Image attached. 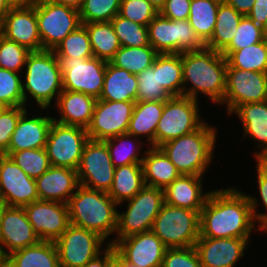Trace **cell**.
Returning a JSON list of instances; mask_svg holds the SVG:
<instances>
[{
	"label": "cell",
	"mask_w": 267,
	"mask_h": 267,
	"mask_svg": "<svg viewBox=\"0 0 267 267\" xmlns=\"http://www.w3.org/2000/svg\"><path fill=\"white\" fill-rule=\"evenodd\" d=\"M198 101L187 96H172L164 103L155 133V147L192 133L205 122L199 115Z\"/></svg>",
	"instance_id": "cell-9"
},
{
	"label": "cell",
	"mask_w": 267,
	"mask_h": 267,
	"mask_svg": "<svg viewBox=\"0 0 267 267\" xmlns=\"http://www.w3.org/2000/svg\"><path fill=\"white\" fill-rule=\"evenodd\" d=\"M225 2L232 6L238 13L246 16L251 11L255 0H226Z\"/></svg>",
	"instance_id": "cell-55"
},
{
	"label": "cell",
	"mask_w": 267,
	"mask_h": 267,
	"mask_svg": "<svg viewBox=\"0 0 267 267\" xmlns=\"http://www.w3.org/2000/svg\"><path fill=\"white\" fill-rule=\"evenodd\" d=\"M247 16L257 25L263 27L267 19V0H255Z\"/></svg>",
	"instance_id": "cell-53"
},
{
	"label": "cell",
	"mask_w": 267,
	"mask_h": 267,
	"mask_svg": "<svg viewBox=\"0 0 267 267\" xmlns=\"http://www.w3.org/2000/svg\"><path fill=\"white\" fill-rule=\"evenodd\" d=\"M25 67V80L22 82L24 103H27V96L30 94L41 109H47L52 100L58 99L63 91L58 58L53 50L31 52Z\"/></svg>",
	"instance_id": "cell-5"
},
{
	"label": "cell",
	"mask_w": 267,
	"mask_h": 267,
	"mask_svg": "<svg viewBox=\"0 0 267 267\" xmlns=\"http://www.w3.org/2000/svg\"><path fill=\"white\" fill-rule=\"evenodd\" d=\"M9 157L32 179H37L50 167L45 148L12 152Z\"/></svg>",
	"instance_id": "cell-43"
},
{
	"label": "cell",
	"mask_w": 267,
	"mask_h": 267,
	"mask_svg": "<svg viewBox=\"0 0 267 267\" xmlns=\"http://www.w3.org/2000/svg\"><path fill=\"white\" fill-rule=\"evenodd\" d=\"M106 267H125V261L116 253L107 263Z\"/></svg>",
	"instance_id": "cell-58"
},
{
	"label": "cell",
	"mask_w": 267,
	"mask_h": 267,
	"mask_svg": "<svg viewBox=\"0 0 267 267\" xmlns=\"http://www.w3.org/2000/svg\"><path fill=\"white\" fill-rule=\"evenodd\" d=\"M67 205L70 224L96 232L105 240L116 232L119 205L107 192L79 185Z\"/></svg>",
	"instance_id": "cell-3"
},
{
	"label": "cell",
	"mask_w": 267,
	"mask_h": 267,
	"mask_svg": "<svg viewBox=\"0 0 267 267\" xmlns=\"http://www.w3.org/2000/svg\"><path fill=\"white\" fill-rule=\"evenodd\" d=\"M233 113L242 122L244 136H251L259 144L261 150L255 152V158H267V101L241 104Z\"/></svg>",
	"instance_id": "cell-27"
},
{
	"label": "cell",
	"mask_w": 267,
	"mask_h": 267,
	"mask_svg": "<svg viewBox=\"0 0 267 267\" xmlns=\"http://www.w3.org/2000/svg\"><path fill=\"white\" fill-rule=\"evenodd\" d=\"M10 6L6 0H0V23L3 21L5 15L10 11Z\"/></svg>",
	"instance_id": "cell-59"
},
{
	"label": "cell",
	"mask_w": 267,
	"mask_h": 267,
	"mask_svg": "<svg viewBox=\"0 0 267 267\" xmlns=\"http://www.w3.org/2000/svg\"><path fill=\"white\" fill-rule=\"evenodd\" d=\"M40 200L67 204L79 186L77 170L51 166L36 179Z\"/></svg>",
	"instance_id": "cell-24"
},
{
	"label": "cell",
	"mask_w": 267,
	"mask_h": 267,
	"mask_svg": "<svg viewBox=\"0 0 267 267\" xmlns=\"http://www.w3.org/2000/svg\"><path fill=\"white\" fill-rule=\"evenodd\" d=\"M62 73L63 90L81 92L99 99L107 61L91 58L57 57Z\"/></svg>",
	"instance_id": "cell-11"
},
{
	"label": "cell",
	"mask_w": 267,
	"mask_h": 267,
	"mask_svg": "<svg viewBox=\"0 0 267 267\" xmlns=\"http://www.w3.org/2000/svg\"><path fill=\"white\" fill-rule=\"evenodd\" d=\"M157 55L158 53L150 44L143 47L121 46L109 62L137 75L151 67Z\"/></svg>",
	"instance_id": "cell-36"
},
{
	"label": "cell",
	"mask_w": 267,
	"mask_h": 267,
	"mask_svg": "<svg viewBox=\"0 0 267 267\" xmlns=\"http://www.w3.org/2000/svg\"><path fill=\"white\" fill-rule=\"evenodd\" d=\"M111 23L121 46L143 47L149 45L147 26L137 24L119 14L111 20Z\"/></svg>",
	"instance_id": "cell-42"
},
{
	"label": "cell",
	"mask_w": 267,
	"mask_h": 267,
	"mask_svg": "<svg viewBox=\"0 0 267 267\" xmlns=\"http://www.w3.org/2000/svg\"><path fill=\"white\" fill-rule=\"evenodd\" d=\"M115 167L112 164L106 142L89 139L84 146L77 169L79 185L108 192L114 179Z\"/></svg>",
	"instance_id": "cell-13"
},
{
	"label": "cell",
	"mask_w": 267,
	"mask_h": 267,
	"mask_svg": "<svg viewBox=\"0 0 267 267\" xmlns=\"http://www.w3.org/2000/svg\"><path fill=\"white\" fill-rule=\"evenodd\" d=\"M17 72L0 68V101L7 107L26 106L22 79Z\"/></svg>",
	"instance_id": "cell-46"
},
{
	"label": "cell",
	"mask_w": 267,
	"mask_h": 267,
	"mask_svg": "<svg viewBox=\"0 0 267 267\" xmlns=\"http://www.w3.org/2000/svg\"><path fill=\"white\" fill-rule=\"evenodd\" d=\"M4 267H60L55 242L40 240L37 244L12 252Z\"/></svg>",
	"instance_id": "cell-30"
},
{
	"label": "cell",
	"mask_w": 267,
	"mask_h": 267,
	"mask_svg": "<svg viewBox=\"0 0 267 267\" xmlns=\"http://www.w3.org/2000/svg\"><path fill=\"white\" fill-rule=\"evenodd\" d=\"M36 17L42 50H54L68 34L82 25L78 10L52 0L36 3Z\"/></svg>",
	"instance_id": "cell-10"
},
{
	"label": "cell",
	"mask_w": 267,
	"mask_h": 267,
	"mask_svg": "<svg viewBox=\"0 0 267 267\" xmlns=\"http://www.w3.org/2000/svg\"><path fill=\"white\" fill-rule=\"evenodd\" d=\"M147 28L149 44L158 54H181L206 47L189 20H171L158 13Z\"/></svg>",
	"instance_id": "cell-8"
},
{
	"label": "cell",
	"mask_w": 267,
	"mask_h": 267,
	"mask_svg": "<svg viewBox=\"0 0 267 267\" xmlns=\"http://www.w3.org/2000/svg\"><path fill=\"white\" fill-rule=\"evenodd\" d=\"M126 201L127 210L121 214L118 211L117 238L109 241L110 245L119 239L152 229L153 222L165 202L164 190L145 185L133 198Z\"/></svg>",
	"instance_id": "cell-7"
},
{
	"label": "cell",
	"mask_w": 267,
	"mask_h": 267,
	"mask_svg": "<svg viewBox=\"0 0 267 267\" xmlns=\"http://www.w3.org/2000/svg\"><path fill=\"white\" fill-rule=\"evenodd\" d=\"M217 0H191L189 22L199 38L206 43L212 36L218 7Z\"/></svg>",
	"instance_id": "cell-35"
},
{
	"label": "cell",
	"mask_w": 267,
	"mask_h": 267,
	"mask_svg": "<svg viewBox=\"0 0 267 267\" xmlns=\"http://www.w3.org/2000/svg\"><path fill=\"white\" fill-rule=\"evenodd\" d=\"M137 90L136 74L107 62L100 100L135 102Z\"/></svg>",
	"instance_id": "cell-28"
},
{
	"label": "cell",
	"mask_w": 267,
	"mask_h": 267,
	"mask_svg": "<svg viewBox=\"0 0 267 267\" xmlns=\"http://www.w3.org/2000/svg\"><path fill=\"white\" fill-rule=\"evenodd\" d=\"M159 12L148 0H121L119 15L148 26Z\"/></svg>",
	"instance_id": "cell-48"
},
{
	"label": "cell",
	"mask_w": 267,
	"mask_h": 267,
	"mask_svg": "<svg viewBox=\"0 0 267 267\" xmlns=\"http://www.w3.org/2000/svg\"><path fill=\"white\" fill-rule=\"evenodd\" d=\"M226 59L227 68L267 73V40L233 51Z\"/></svg>",
	"instance_id": "cell-37"
},
{
	"label": "cell",
	"mask_w": 267,
	"mask_h": 267,
	"mask_svg": "<svg viewBox=\"0 0 267 267\" xmlns=\"http://www.w3.org/2000/svg\"><path fill=\"white\" fill-rule=\"evenodd\" d=\"M56 57L91 58L94 57L90 37L82 24L68 34L53 50Z\"/></svg>",
	"instance_id": "cell-41"
},
{
	"label": "cell",
	"mask_w": 267,
	"mask_h": 267,
	"mask_svg": "<svg viewBox=\"0 0 267 267\" xmlns=\"http://www.w3.org/2000/svg\"><path fill=\"white\" fill-rule=\"evenodd\" d=\"M207 124L159 146L180 174L203 176L210 165L217 130Z\"/></svg>",
	"instance_id": "cell-4"
},
{
	"label": "cell",
	"mask_w": 267,
	"mask_h": 267,
	"mask_svg": "<svg viewBox=\"0 0 267 267\" xmlns=\"http://www.w3.org/2000/svg\"><path fill=\"white\" fill-rule=\"evenodd\" d=\"M225 81L222 105L230 115L241 104L267 101V73L226 68Z\"/></svg>",
	"instance_id": "cell-15"
},
{
	"label": "cell",
	"mask_w": 267,
	"mask_h": 267,
	"mask_svg": "<svg viewBox=\"0 0 267 267\" xmlns=\"http://www.w3.org/2000/svg\"><path fill=\"white\" fill-rule=\"evenodd\" d=\"M88 140L86 128L53 121L45 146L51 166L77 170Z\"/></svg>",
	"instance_id": "cell-12"
},
{
	"label": "cell",
	"mask_w": 267,
	"mask_h": 267,
	"mask_svg": "<svg viewBox=\"0 0 267 267\" xmlns=\"http://www.w3.org/2000/svg\"><path fill=\"white\" fill-rule=\"evenodd\" d=\"M162 101L135 102L127 133L134 137L147 136L150 146L155 147V133L164 108Z\"/></svg>",
	"instance_id": "cell-31"
},
{
	"label": "cell",
	"mask_w": 267,
	"mask_h": 267,
	"mask_svg": "<svg viewBox=\"0 0 267 267\" xmlns=\"http://www.w3.org/2000/svg\"><path fill=\"white\" fill-rule=\"evenodd\" d=\"M39 0H6L10 8H28L34 6Z\"/></svg>",
	"instance_id": "cell-56"
},
{
	"label": "cell",
	"mask_w": 267,
	"mask_h": 267,
	"mask_svg": "<svg viewBox=\"0 0 267 267\" xmlns=\"http://www.w3.org/2000/svg\"><path fill=\"white\" fill-rule=\"evenodd\" d=\"M6 207H7L6 202L0 197V219Z\"/></svg>",
	"instance_id": "cell-61"
},
{
	"label": "cell",
	"mask_w": 267,
	"mask_h": 267,
	"mask_svg": "<svg viewBox=\"0 0 267 267\" xmlns=\"http://www.w3.org/2000/svg\"><path fill=\"white\" fill-rule=\"evenodd\" d=\"M264 40L263 29L247 15L243 16L231 43L221 52L227 58L233 51L243 49Z\"/></svg>",
	"instance_id": "cell-44"
},
{
	"label": "cell",
	"mask_w": 267,
	"mask_h": 267,
	"mask_svg": "<svg viewBox=\"0 0 267 267\" xmlns=\"http://www.w3.org/2000/svg\"><path fill=\"white\" fill-rule=\"evenodd\" d=\"M121 0H84L79 10L81 23L109 22L119 14Z\"/></svg>",
	"instance_id": "cell-45"
},
{
	"label": "cell",
	"mask_w": 267,
	"mask_h": 267,
	"mask_svg": "<svg viewBox=\"0 0 267 267\" xmlns=\"http://www.w3.org/2000/svg\"><path fill=\"white\" fill-rule=\"evenodd\" d=\"M258 230H263L267 232V220L260 226L257 228Z\"/></svg>",
	"instance_id": "cell-63"
},
{
	"label": "cell",
	"mask_w": 267,
	"mask_h": 267,
	"mask_svg": "<svg viewBox=\"0 0 267 267\" xmlns=\"http://www.w3.org/2000/svg\"><path fill=\"white\" fill-rule=\"evenodd\" d=\"M262 29H263L264 39L267 40V19H266V22H265L264 26L262 27Z\"/></svg>",
	"instance_id": "cell-62"
},
{
	"label": "cell",
	"mask_w": 267,
	"mask_h": 267,
	"mask_svg": "<svg viewBox=\"0 0 267 267\" xmlns=\"http://www.w3.org/2000/svg\"><path fill=\"white\" fill-rule=\"evenodd\" d=\"M27 113L26 110L20 116L16 129L12 133L8 151L4 155L9 156L12 152L24 149L45 148L54 118L50 116L29 118Z\"/></svg>",
	"instance_id": "cell-23"
},
{
	"label": "cell",
	"mask_w": 267,
	"mask_h": 267,
	"mask_svg": "<svg viewBox=\"0 0 267 267\" xmlns=\"http://www.w3.org/2000/svg\"><path fill=\"white\" fill-rule=\"evenodd\" d=\"M255 222L247 194L236 188L210 191L200 211V236L249 239Z\"/></svg>",
	"instance_id": "cell-1"
},
{
	"label": "cell",
	"mask_w": 267,
	"mask_h": 267,
	"mask_svg": "<svg viewBox=\"0 0 267 267\" xmlns=\"http://www.w3.org/2000/svg\"><path fill=\"white\" fill-rule=\"evenodd\" d=\"M151 231L167 248L193 247L200 237V213L164 202Z\"/></svg>",
	"instance_id": "cell-6"
},
{
	"label": "cell",
	"mask_w": 267,
	"mask_h": 267,
	"mask_svg": "<svg viewBox=\"0 0 267 267\" xmlns=\"http://www.w3.org/2000/svg\"><path fill=\"white\" fill-rule=\"evenodd\" d=\"M250 239L200 236L195 244L202 267H234Z\"/></svg>",
	"instance_id": "cell-22"
},
{
	"label": "cell",
	"mask_w": 267,
	"mask_h": 267,
	"mask_svg": "<svg viewBox=\"0 0 267 267\" xmlns=\"http://www.w3.org/2000/svg\"><path fill=\"white\" fill-rule=\"evenodd\" d=\"M31 52L0 34V68L20 72Z\"/></svg>",
	"instance_id": "cell-47"
},
{
	"label": "cell",
	"mask_w": 267,
	"mask_h": 267,
	"mask_svg": "<svg viewBox=\"0 0 267 267\" xmlns=\"http://www.w3.org/2000/svg\"><path fill=\"white\" fill-rule=\"evenodd\" d=\"M158 12L164 7L166 0H148Z\"/></svg>",
	"instance_id": "cell-60"
},
{
	"label": "cell",
	"mask_w": 267,
	"mask_h": 267,
	"mask_svg": "<svg viewBox=\"0 0 267 267\" xmlns=\"http://www.w3.org/2000/svg\"><path fill=\"white\" fill-rule=\"evenodd\" d=\"M242 17L243 15L232 6L221 2L218 7L215 28L211 38L205 43L206 47L222 52L231 43Z\"/></svg>",
	"instance_id": "cell-33"
},
{
	"label": "cell",
	"mask_w": 267,
	"mask_h": 267,
	"mask_svg": "<svg viewBox=\"0 0 267 267\" xmlns=\"http://www.w3.org/2000/svg\"><path fill=\"white\" fill-rule=\"evenodd\" d=\"M142 167L145 185L162 190L181 175L159 147L151 146L144 152Z\"/></svg>",
	"instance_id": "cell-29"
},
{
	"label": "cell",
	"mask_w": 267,
	"mask_h": 267,
	"mask_svg": "<svg viewBox=\"0 0 267 267\" xmlns=\"http://www.w3.org/2000/svg\"><path fill=\"white\" fill-rule=\"evenodd\" d=\"M142 164H130L115 168L114 179L108 195L118 204L133 198L143 187Z\"/></svg>",
	"instance_id": "cell-32"
},
{
	"label": "cell",
	"mask_w": 267,
	"mask_h": 267,
	"mask_svg": "<svg viewBox=\"0 0 267 267\" xmlns=\"http://www.w3.org/2000/svg\"><path fill=\"white\" fill-rule=\"evenodd\" d=\"M257 160V182H258V189L260 198L262 200V203L265 207V210H267V158H258ZM248 200L251 204L252 213L256 221L259 223V227L267 220V213H260L257 211L258 201L255 196L248 195ZM256 209V210H255ZM267 212V211H265Z\"/></svg>",
	"instance_id": "cell-51"
},
{
	"label": "cell",
	"mask_w": 267,
	"mask_h": 267,
	"mask_svg": "<svg viewBox=\"0 0 267 267\" xmlns=\"http://www.w3.org/2000/svg\"><path fill=\"white\" fill-rule=\"evenodd\" d=\"M26 109L25 106L6 107L0 112V155L8 151L12 133Z\"/></svg>",
	"instance_id": "cell-49"
},
{
	"label": "cell",
	"mask_w": 267,
	"mask_h": 267,
	"mask_svg": "<svg viewBox=\"0 0 267 267\" xmlns=\"http://www.w3.org/2000/svg\"><path fill=\"white\" fill-rule=\"evenodd\" d=\"M202 178L181 174L164 189L165 203L200 213L210 194L203 193Z\"/></svg>",
	"instance_id": "cell-25"
},
{
	"label": "cell",
	"mask_w": 267,
	"mask_h": 267,
	"mask_svg": "<svg viewBox=\"0 0 267 267\" xmlns=\"http://www.w3.org/2000/svg\"><path fill=\"white\" fill-rule=\"evenodd\" d=\"M158 78L171 96H183L182 53L158 54Z\"/></svg>",
	"instance_id": "cell-38"
},
{
	"label": "cell",
	"mask_w": 267,
	"mask_h": 267,
	"mask_svg": "<svg viewBox=\"0 0 267 267\" xmlns=\"http://www.w3.org/2000/svg\"><path fill=\"white\" fill-rule=\"evenodd\" d=\"M55 3L71 7L76 10H80L84 0H52Z\"/></svg>",
	"instance_id": "cell-57"
},
{
	"label": "cell",
	"mask_w": 267,
	"mask_h": 267,
	"mask_svg": "<svg viewBox=\"0 0 267 267\" xmlns=\"http://www.w3.org/2000/svg\"><path fill=\"white\" fill-rule=\"evenodd\" d=\"M6 107L7 106L0 101V112L3 111Z\"/></svg>",
	"instance_id": "cell-65"
},
{
	"label": "cell",
	"mask_w": 267,
	"mask_h": 267,
	"mask_svg": "<svg viewBox=\"0 0 267 267\" xmlns=\"http://www.w3.org/2000/svg\"><path fill=\"white\" fill-rule=\"evenodd\" d=\"M191 0H166L160 14L171 20H188Z\"/></svg>",
	"instance_id": "cell-52"
},
{
	"label": "cell",
	"mask_w": 267,
	"mask_h": 267,
	"mask_svg": "<svg viewBox=\"0 0 267 267\" xmlns=\"http://www.w3.org/2000/svg\"><path fill=\"white\" fill-rule=\"evenodd\" d=\"M104 251L103 258H101V254H99L93 260L88 261L83 267H106L108 261L116 254V251L115 248L108 243Z\"/></svg>",
	"instance_id": "cell-54"
},
{
	"label": "cell",
	"mask_w": 267,
	"mask_h": 267,
	"mask_svg": "<svg viewBox=\"0 0 267 267\" xmlns=\"http://www.w3.org/2000/svg\"><path fill=\"white\" fill-rule=\"evenodd\" d=\"M82 24L88 31L94 57L109 62L121 47L111 21Z\"/></svg>",
	"instance_id": "cell-34"
},
{
	"label": "cell",
	"mask_w": 267,
	"mask_h": 267,
	"mask_svg": "<svg viewBox=\"0 0 267 267\" xmlns=\"http://www.w3.org/2000/svg\"><path fill=\"white\" fill-rule=\"evenodd\" d=\"M0 34L30 52L41 51L36 4L28 8H11L0 23Z\"/></svg>",
	"instance_id": "cell-21"
},
{
	"label": "cell",
	"mask_w": 267,
	"mask_h": 267,
	"mask_svg": "<svg viewBox=\"0 0 267 267\" xmlns=\"http://www.w3.org/2000/svg\"><path fill=\"white\" fill-rule=\"evenodd\" d=\"M112 246L125 262L138 267H161L167 250L151 230L119 239Z\"/></svg>",
	"instance_id": "cell-18"
},
{
	"label": "cell",
	"mask_w": 267,
	"mask_h": 267,
	"mask_svg": "<svg viewBox=\"0 0 267 267\" xmlns=\"http://www.w3.org/2000/svg\"><path fill=\"white\" fill-rule=\"evenodd\" d=\"M227 59L221 52L207 47L199 51L182 52L183 96L198 101V92L211 102L222 105L226 91ZM191 82L188 88L186 83ZM185 85V86H184Z\"/></svg>",
	"instance_id": "cell-2"
},
{
	"label": "cell",
	"mask_w": 267,
	"mask_h": 267,
	"mask_svg": "<svg viewBox=\"0 0 267 267\" xmlns=\"http://www.w3.org/2000/svg\"><path fill=\"white\" fill-rule=\"evenodd\" d=\"M138 90L135 102L167 101L172 97L159 83L158 78V55L151 67L137 74Z\"/></svg>",
	"instance_id": "cell-40"
},
{
	"label": "cell",
	"mask_w": 267,
	"mask_h": 267,
	"mask_svg": "<svg viewBox=\"0 0 267 267\" xmlns=\"http://www.w3.org/2000/svg\"><path fill=\"white\" fill-rule=\"evenodd\" d=\"M125 267H138V266L132 265V264H129V263L125 262Z\"/></svg>",
	"instance_id": "cell-66"
},
{
	"label": "cell",
	"mask_w": 267,
	"mask_h": 267,
	"mask_svg": "<svg viewBox=\"0 0 267 267\" xmlns=\"http://www.w3.org/2000/svg\"><path fill=\"white\" fill-rule=\"evenodd\" d=\"M4 265H5V258L2 256L0 251V267H4Z\"/></svg>",
	"instance_id": "cell-64"
},
{
	"label": "cell",
	"mask_w": 267,
	"mask_h": 267,
	"mask_svg": "<svg viewBox=\"0 0 267 267\" xmlns=\"http://www.w3.org/2000/svg\"><path fill=\"white\" fill-rule=\"evenodd\" d=\"M0 197L11 207H24L39 200L36 180L6 155H0Z\"/></svg>",
	"instance_id": "cell-19"
},
{
	"label": "cell",
	"mask_w": 267,
	"mask_h": 267,
	"mask_svg": "<svg viewBox=\"0 0 267 267\" xmlns=\"http://www.w3.org/2000/svg\"><path fill=\"white\" fill-rule=\"evenodd\" d=\"M161 267H202L198 252L193 247L167 248Z\"/></svg>",
	"instance_id": "cell-50"
},
{
	"label": "cell",
	"mask_w": 267,
	"mask_h": 267,
	"mask_svg": "<svg viewBox=\"0 0 267 267\" xmlns=\"http://www.w3.org/2000/svg\"><path fill=\"white\" fill-rule=\"evenodd\" d=\"M97 99L81 92L63 90L56 107L61 115L54 121L64 125L87 128L90 125Z\"/></svg>",
	"instance_id": "cell-26"
},
{
	"label": "cell",
	"mask_w": 267,
	"mask_h": 267,
	"mask_svg": "<svg viewBox=\"0 0 267 267\" xmlns=\"http://www.w3.org/2000/svg\"><path fill=\"white\" fill-rule=\"evenodd\" d=\"M135 102L97 99L90 125L89 139L106 140L127 133Z\"/></svg>",
	"instance_id": "cell-16"
},
{
	"label": "cell",
	"mask_w": 267,
	"mask_h": 267,
	"mask_svg": "<svg viewBox=\"0 0 267 267\" xmlns=\"http://www.w3.org/2000/svg\"><path fill=\"white\" fill-rule=\"evenodd\" d=\"M39 241L40 239L34 233L24 208L7 206L0 219V251L2 256L5 258L12 252L35 245Z\"/></svg>",
	"instance_id": "cell-20"
},
{
	"label": "cell",
	"mask_w": 267,
	"mask_h": 267,
	"mask_svg": "<svg viewBox=\"0 0 267 267\" xmlns=\"http://www.w3.org/2000/svg\"><path fill=\"white\" fill-rule=\"evenodd\" d=\"M23 208L40 240L55 242L70 225L67 204L39 199Z\"/></svg>",
	"instance_id": "cell-17"
},
{
	"label": "cell",
	"mask_w": 267,
	"mask_h": 267,
	"mask_svg": "<svg viewBox=\"0 0 267 267\" xmlns=\"http://www.w3.org/2000/svg\"><path fill=\"white\" fill-rule=\"evenodd\" d=\"M131 137H133L135 141L138 139L131 134L124 133L104 140L106 142L112 164L115 168L130 164H142L144 156L141 158L138 157L139 153H141L138 149L140 147V142H137V144L135 141H131Z\"/></svg>",
	"instance_id": "cell-39"
},
{
	"label": "cell",
	"mask_w": 267,
	"mask_h": 267,
	"mask_svg": "<svg viewBox=\"0 0 267 267\" xmlns=\"http://www.w3.org/2000/svg\"><path fill=\"white\" fill-rule=\"evenodd\" d=\"M104 242L96 232L70 224L55 241L60 267H83L103 253L100 248Z\"/></svg>",
	"instance_id": "cell-14"
}]
</instances>
